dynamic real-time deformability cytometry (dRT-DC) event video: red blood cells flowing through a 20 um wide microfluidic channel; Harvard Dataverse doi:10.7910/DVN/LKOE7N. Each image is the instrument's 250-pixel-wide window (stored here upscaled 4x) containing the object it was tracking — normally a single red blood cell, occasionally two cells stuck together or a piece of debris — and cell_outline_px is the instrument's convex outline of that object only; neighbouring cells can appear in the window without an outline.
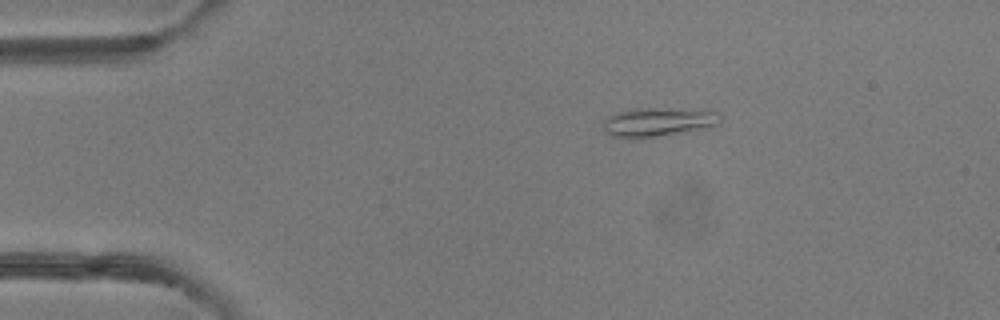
{"species": "common noctule bat (a hibernating species)", "species_latin": "Nyctalus noctula", "temperature_condition": "room temperature", "stored_images_in_passage": 41, "camera_frame_rate_fps": 3000, "um_per_image_px": 0.085, "animal": {"sex": "female"}, "frame": {"image": 1, "passage_image": 1, "time_ms": 0.0, "image_size_px": [1000, 320], "cell_outline_px": [[720, 120], [716, 124], [640, 140], [636, 140], [612, 136], [604, 128], [604, 116], [628, 108], [656, 108], [716, 112]], "centroid_in_image_um": [55.73, 10.38], "position_along_channel_um": 29.3, "area_um2": 19.31}}
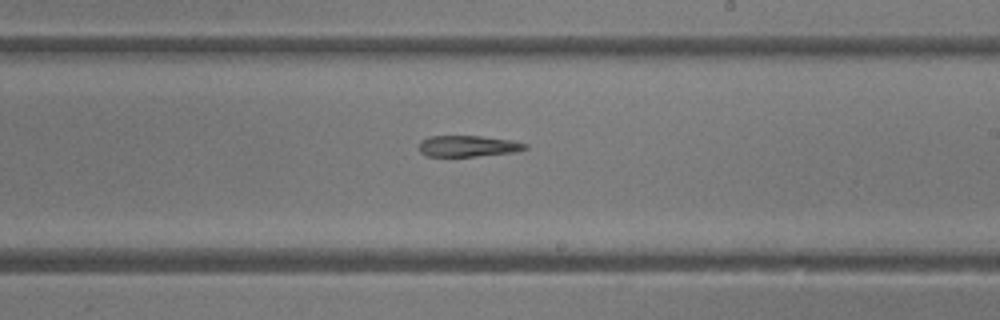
{"frame": {"image": 2, "passage_image": 21, "time_ms": 6.667, "image_size_px": [1000, 320], "cell_outline_px": [[528, 148], [516, 152], [476, 156], [428, 156], [420, 152], [416, 148], [420, 140], [428, 136], [480, 136], [512, 140], [528, 144]], "centroid_in_image_um": [39.75, 12.41], "position_along_channel_um": 249.3, "area_um2": 13.29}}
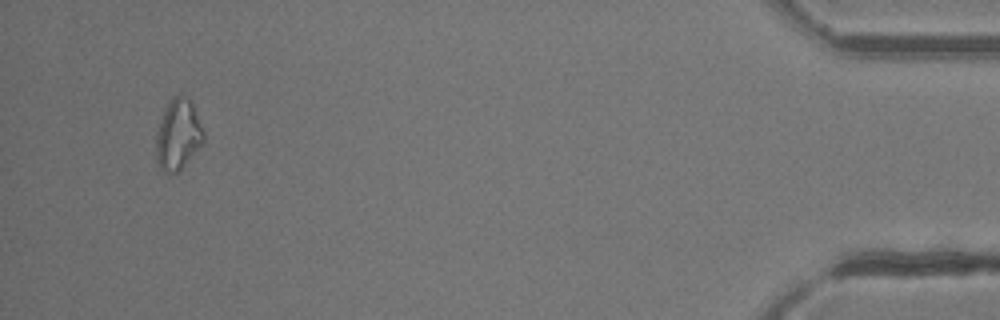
{"frame": {"image": 3, "passage_image": 39, "time_ms": 12.667, "image_size_px": [1000, 320], "cell_outline_px": [[204, 140], [180, 168], [176, 172], [168, 176], [160, 168], [156, 160], [156, 136], [160, 120], [172, 96], [188, 96], [192, 104], [204, 132]], "centroid_in_image_um": [15.11, 11.45], "position_along_channel_um": 420.1, "area_um2": 19.07}}